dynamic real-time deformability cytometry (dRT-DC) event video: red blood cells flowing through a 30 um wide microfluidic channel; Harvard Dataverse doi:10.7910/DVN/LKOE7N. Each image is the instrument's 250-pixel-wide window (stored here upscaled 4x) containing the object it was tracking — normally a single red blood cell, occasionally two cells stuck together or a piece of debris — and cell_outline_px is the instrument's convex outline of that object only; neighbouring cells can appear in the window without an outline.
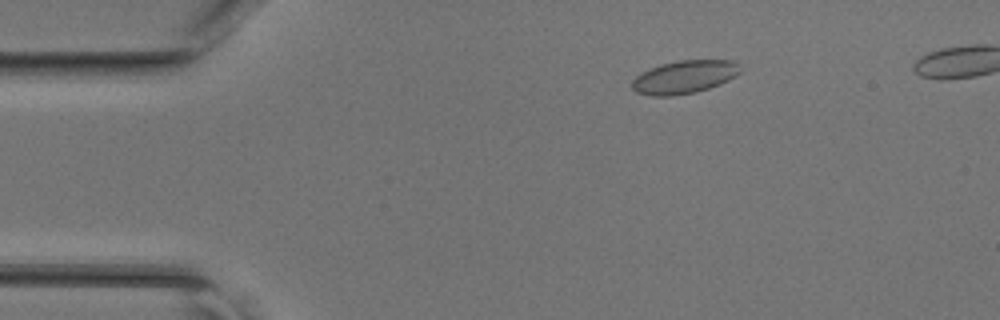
{"species": "common noctule bat (a hibernating species)", "species_latin": "Nyctalus noctula", "temperature_condition": "room temperature", "stored_images_in_passage": 41, "camera_frame_rate_fps": 3000, "um_per_image_px": 0.085, "animal": {"sex": "female", "body_mass_g": 17.0, "forearm_length_mm": 48.0}, "frame": {"image": 1, "passage_image": 5, "time_ms": 1.333, "image_size_px": [1000, 320], "cell_outline_px": [[740, 72], [728, 80], [720, 84], [708, 88], [692, 92], [672, 96], [652, 96], [636, 92], [632, 88], [632, 80], [640, 72], [660, 64], [680, 60], [732, 60], [736, 64]], "centroid_in_image_um": [58.11, 6.54], "position_along_channel_um": 26.9, "area_um2": 20.63}}
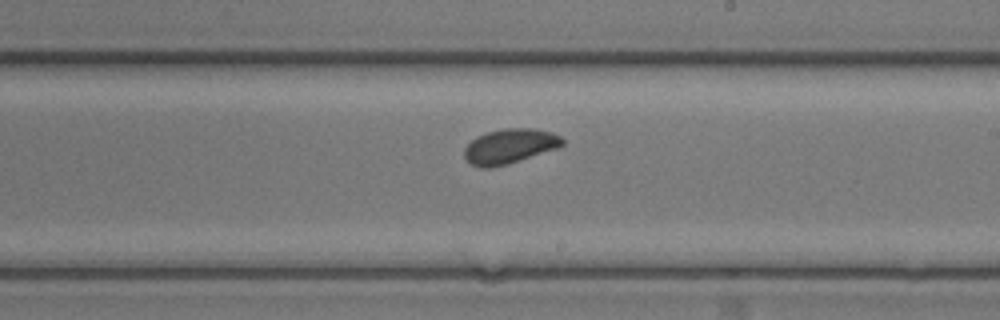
{"frame": {"image": 2, "passage_image": 24, "time_ms": 7.667, "image_size_px": [1000, 320], "cell_outline_px": [[564, 144], [560, 148], [508, 164], [492, 168], [480, 168], [468, 164], [464, 156], [464, 148], [476, 136], [488, 132], [504, 128], [532, 128], [552, 132], [560, 136], [564, 140]], "centroid_in_image_um": [43.32, 12.45], "position_along_channel_um": 245.7, "area_um2": 20.23}}
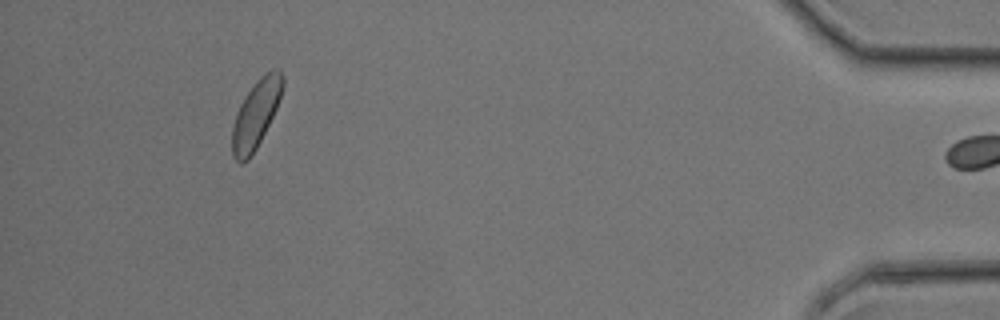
{"frame": {"image": 3, "passage_image": 40, "time_ms": 13.0, "image_size_px": [1000, 320], "cell_outline_px": [[284, 84], [276, 108], [256, 148], [248, 160], [240, 164], [232, 156], [232, 128], [236, 112], [244, 96], [256, 80], [264, 72], [272, 68], [280, 68], [284, 76]], "centroid_in_image_um": [21.74, 9.65], "position_along_channel_um": 413.5, "area_um2": 20.0}}